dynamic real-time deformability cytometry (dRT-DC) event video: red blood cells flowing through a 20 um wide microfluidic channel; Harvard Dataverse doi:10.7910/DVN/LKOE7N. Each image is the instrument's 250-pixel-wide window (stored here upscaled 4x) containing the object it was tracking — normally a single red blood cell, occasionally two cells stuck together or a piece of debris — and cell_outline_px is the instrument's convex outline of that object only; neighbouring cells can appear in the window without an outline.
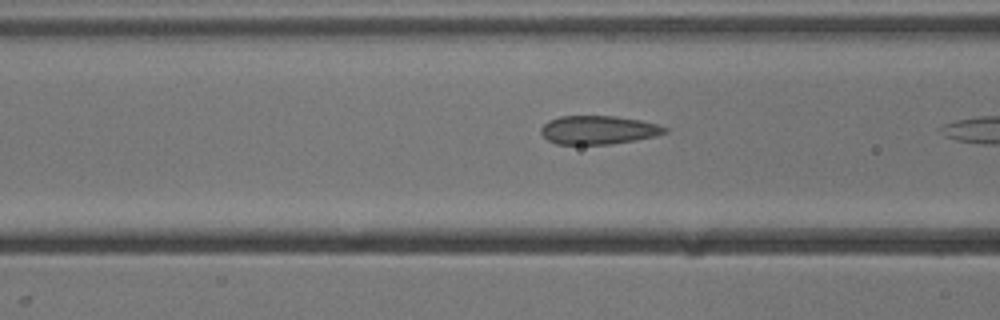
{"species": "common noctule bat (a hibernating species)", "species_latin": "Nyctalus noctula", "temperature_condition": "cold", "stored_images_in_passage": 8, "camera_frame_rate_fps": 3000, "um_per_image_px": 0.085, "animal": {"sex": "male", "body_mass_g": 13.3}, "frame": {"image": 1, "passage_image": 6, "time_ms": 1.667, "image_size_px": [1000, 320], "cell_outline_px": [[668, 132], [656, 136], [636, 140], [612, 144], [556, 144], [548, 140], [540, 132], [540, 128], [548, 120], [560, 116], [616, 116], [640, 120], [656, 124], [668, 128]], "centroid_in_image_um": [50.86, 11.05], "position_along_channel_um": 115.7, "area_um2": 20.69}}